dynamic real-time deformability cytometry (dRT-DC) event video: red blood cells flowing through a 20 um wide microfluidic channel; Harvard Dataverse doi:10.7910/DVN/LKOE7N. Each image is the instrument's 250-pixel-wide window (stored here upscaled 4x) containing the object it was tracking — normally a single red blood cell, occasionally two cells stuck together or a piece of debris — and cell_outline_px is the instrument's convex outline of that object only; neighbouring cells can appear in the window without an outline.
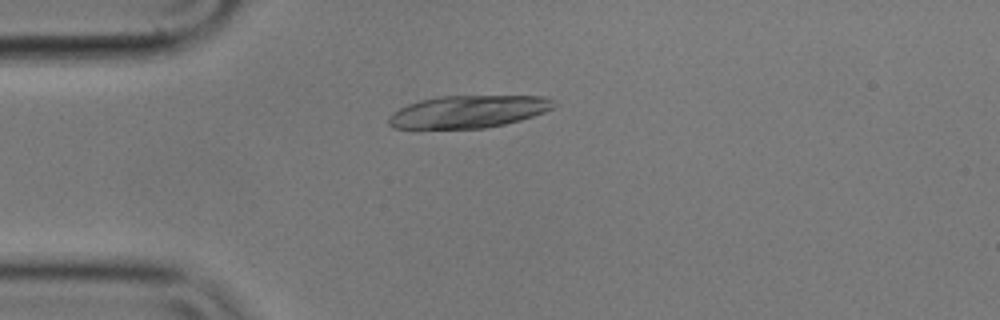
{"species": "common noctule bat (a hibernating species)", "species_latin": "Nyctalus noctula", "temperature_condition": "cold", "stored_images_in_passage": 8, "camera_frame_rate_fps": 3000, "um_per_image_px": 0.085, "animal": {"sex": "male", "body_mass_g": 17.9}, "frame": {"image": 1, "passage_image": 4, "time_ms": 1.0, "image_size_px": [1000, 320], "cell_outline_px": [[552, 108], [544, 112], [520, 120], [504, 124], [484, 128], [392, 128], [388, 124], [388, 116], [392, 112], [408, 104], [420, 100], [436, 96], [544, 96], [552, 100]], "centroid_in_image_um": [39.74, 9.49], "position_along_channel_um": 45.3, "area_um2": 30.98}}